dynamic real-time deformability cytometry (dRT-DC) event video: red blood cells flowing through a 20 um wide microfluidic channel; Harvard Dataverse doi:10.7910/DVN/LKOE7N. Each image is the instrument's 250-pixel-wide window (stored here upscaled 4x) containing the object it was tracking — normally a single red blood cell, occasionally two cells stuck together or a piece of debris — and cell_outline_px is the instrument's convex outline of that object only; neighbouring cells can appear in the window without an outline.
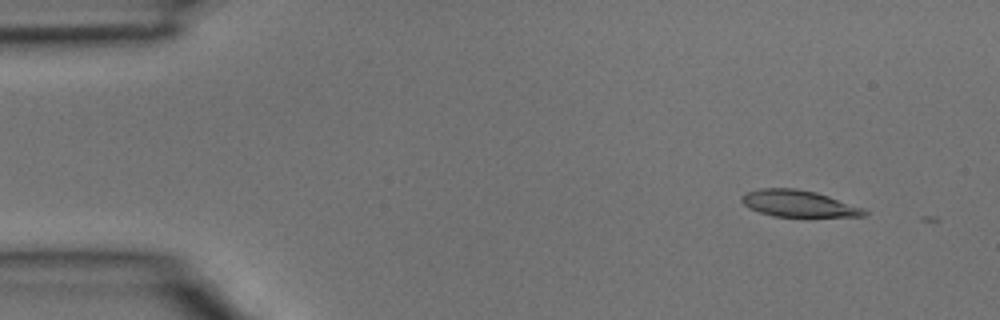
{"species": "common noctule bat (a hibernating species)", "species_latin": "Nyctalus noctula", "temperature_condition": "room temperature", "stored_images_in_passage": 3, "camera_frame_rate_fps": 3000, "um_per_image_px": 0.085, "animal": {"sex": "male", "body_mass_g": 15.6}, "frame": {"image": 1, "passage_image": 1, "time_ms": 0.0, "image_size_px": [1000, 320], "cell_outline_px": [[868, 212], [864, 216], [772, 216], [748, 208], [740, 200], [740, 196], [744, 192], [760, 188], [796, 188], [816, 192], [864, 208]], "centroid_in_image_um": [67.81, 17.29], "position_along_channel_um": 17.2, "area_um2": 18.96}}